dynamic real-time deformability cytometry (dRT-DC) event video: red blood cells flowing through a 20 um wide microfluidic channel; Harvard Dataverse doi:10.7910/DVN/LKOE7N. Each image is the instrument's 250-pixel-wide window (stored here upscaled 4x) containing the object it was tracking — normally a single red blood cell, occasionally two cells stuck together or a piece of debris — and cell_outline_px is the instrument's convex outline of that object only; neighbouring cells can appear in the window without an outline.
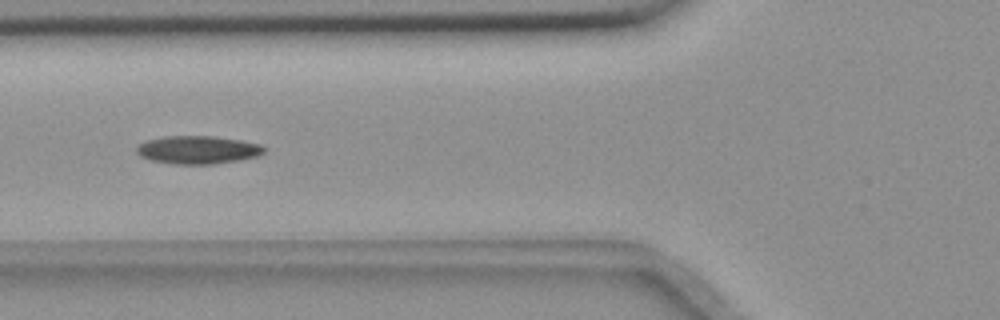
{"species": "common noctule bat (a hibernating species)", "species_latin": "Nyctalus noctula", "temperature_condition": "room temperature", "stored_images_in_passage": 14, "camera_frame_rate_fps": 3000, "um_per_image_px": 0.085, "animal": {"sex": "female", "body_mass_g": 18.4}, "frame": {"image": 1, "passage_image": 10, "time_ms": 3.0, "image_size_px": [1000, 320], "cell_outline_px": [[264, 152], [256, 156], [236, 160], [212, 164], [176, 164], [152, 160], [140, 156], [136, 152], [136, 148], [140, 144], [148, 140], [164, 136], [216, 136], [240, 140], [260, 144], [264, 148]], "centroid_in_image_um": [16.79, 12.73], "position_along_channel_um": 109.0, "area_um2": 20.58}}